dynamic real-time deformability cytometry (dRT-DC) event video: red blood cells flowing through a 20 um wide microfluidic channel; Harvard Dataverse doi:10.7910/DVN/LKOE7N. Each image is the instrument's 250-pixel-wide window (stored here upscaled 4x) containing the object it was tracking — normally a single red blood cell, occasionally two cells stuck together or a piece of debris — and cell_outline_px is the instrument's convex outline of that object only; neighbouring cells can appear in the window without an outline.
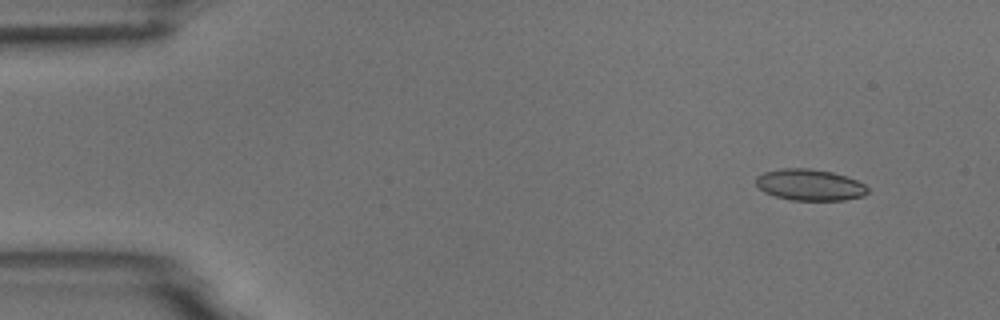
{"species": "common noctule bat (a hibernating species)", "species_latin": "Nyctalus noctula", "temperature_condition": "room temperature", "stored_images_in_passage": 7, "camera_frame_rate_fps": 3000, "um_per_image_px": 0.085, "animal": {"sex": "male", "body_mass_g": 18.8}, "frame": {"image": 1, "passage_image": 2, "time_ms": 1.333, "image_size_px": [1000, 320], "cell_outline_px": [[868, 192], [864, 196], [844, 200], [792, 200], [776, 196], [764, 192], [756, 184], [756, 176], [764, 172], [784, 168], [808, 168], [832, 172], [856, 180], [864, 184], [868, 188]], "centroid_in_image_um": [68.83, 15.71], "position_along_channel_um": 16.2, "area_um2": 20.29}}
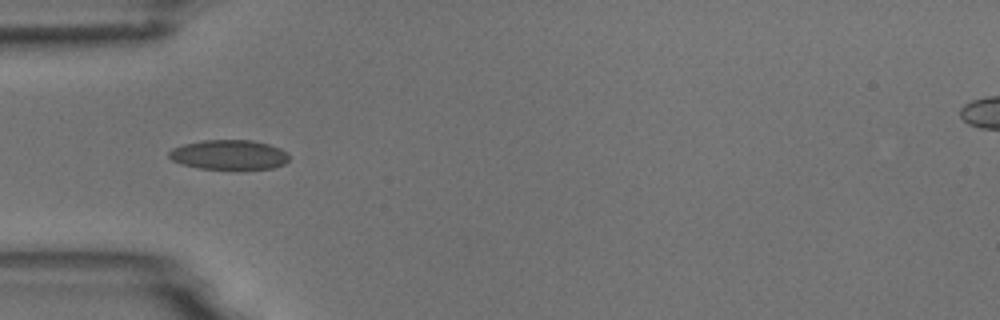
{"frame": {"image": 2, "passage_image": 5, "time_ms": 5.333, "image_size_px": [1000, 320], "cell_outline_px": [[288, 160], [284, 164], [272, 168], [244, 172], [200, 168], [180, 164], [172, 160], [168, 156], [168, 152], [172, 148], [184, 144], [204, 140], [252, 140], [268, 144], [280, 148], [288, 156]], "centroid_in_image_um": [19.46, 13.2], "position_along_channel_um": 65.5, "area_um2": 21.5}}